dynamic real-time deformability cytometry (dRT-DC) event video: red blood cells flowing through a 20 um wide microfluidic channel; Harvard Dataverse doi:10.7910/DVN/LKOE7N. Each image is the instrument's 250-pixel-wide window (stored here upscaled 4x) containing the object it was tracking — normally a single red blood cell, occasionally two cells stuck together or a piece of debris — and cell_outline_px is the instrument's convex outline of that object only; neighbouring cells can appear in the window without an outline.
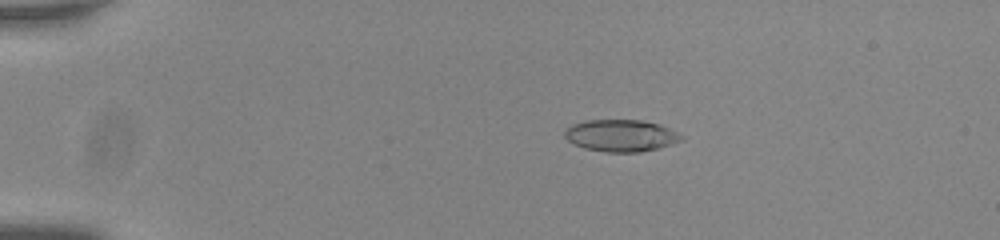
{"species": "common noctule bat (a hibernating species)", "species_latin": "Nyctalus noctula", "temperature_condition": "room temperature", "stored_images_in_passage": 57, "camera_frame_rate_fps": 3000, "um_per_image_px": 0.085, "animal": {"sex": "male", "body_mass_g": 20.0, "forearm_length_mm": 53.3}, "frame": {"image": 1, "passage_image": 13, "time_ms": 4.0, "image_size_px": [1000, 240], "cell_outline_px": [[684, 140], [672, 144], [640, 152], [608, 152], [584, 148], [568, 140], [564, 136], [564, 132], [572, 124], [584, 120], [640, 120], [660, 124], [684, 136]], "centroid_in_image_um": [52.79, 11.52], "position_along_channel_um": 32.2, "area_um2": 21.62}}
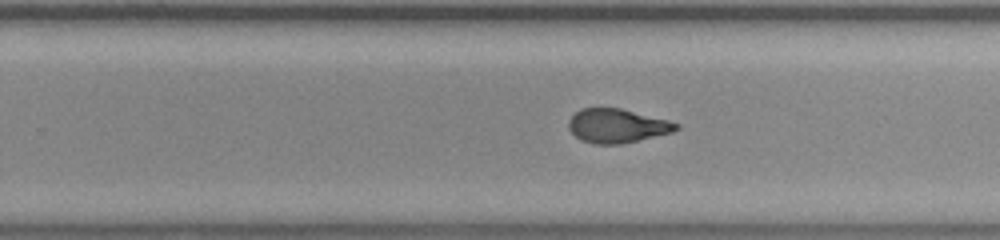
{"frame": {"image": 2, "passage_image": 38, "time_ms": 12.333, "image_size_px": [1000, 240], "cell_outline_px": [[680, 128], [672, 132], [620, 144], [592, 144], [580, 140], [568, 128], [568, 120], [580, 108], [620, 108], [668, 120], [680, 124]], "centroid_in_image_um": [52.43, 10.69], "position_along_channel_um": 277.4, "area_um2": 21.21}}
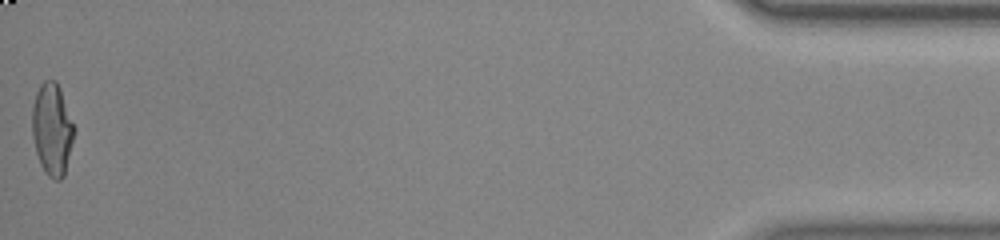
{"frame": {"image": 3, "passage_image": 57, "time_ms": 18.667, "image_size_px": [1000, 240], "cell_outline_px": [[72, 140], [64, 176], [60, 180], [56, 180], [48, 176], [44, 172], [40, 164], [36, 152], [32, 136], [32, 104], [36, 92], [40, 84], [44, 80], [56, 80], [60, 88], [72, 124]], "centroid_in_image_um": [4.37, 10.98], "position_along_channel_um": 430.8, "area_um2": 22.08}, "authors_computed_cell_mechanics": {"area_um2": 22.0218, "velocity_mm_per_s": 3.7731, "shape_relaxation_time_tau1_ms": null, "shape_relaxation_time_tau2_ms": 1.3406, "deformation_change_tau1": null, "deformation_change_tau2": 0.0876}}